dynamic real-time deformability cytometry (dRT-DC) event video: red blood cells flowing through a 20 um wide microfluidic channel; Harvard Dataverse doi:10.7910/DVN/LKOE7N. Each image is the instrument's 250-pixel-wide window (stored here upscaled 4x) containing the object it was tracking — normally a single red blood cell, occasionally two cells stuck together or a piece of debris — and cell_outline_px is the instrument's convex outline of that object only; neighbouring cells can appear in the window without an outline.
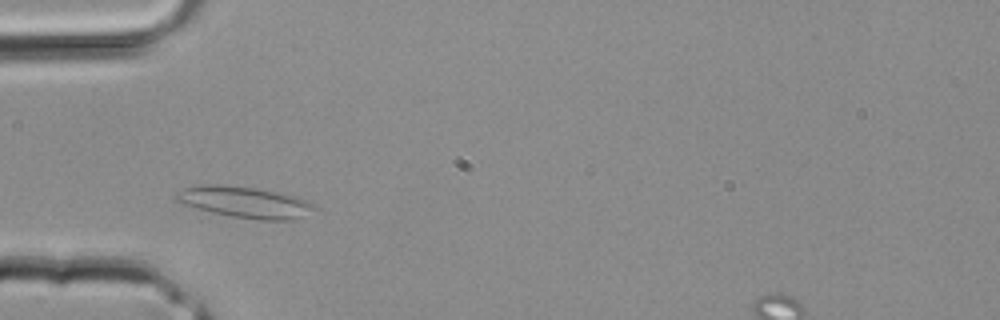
{"species": "common noctule bat (a hibernating species)", "species_latin": "Nyctalus noctula", "temperature_condition": "room temperature", "stored_images_in_passage": 1, "camera_frame_rate_fps": 3000, "um_per_image_px": 0.085, "animal": {"sex": "male", "body_mass_g": 20.4}, "frame": {"image": 1, "passage_image": 1, "time_ms": 0.0, "image_size_px": [1000, 320], "cell_outline_px": [[320, 208], [292, 220], [260, 220], [232, 216], [212, 212], [184, 204], [172, 200], [172, 196], [176, 192], [184, 188], [200, 184], [220, 184], [256, 188], [280, 192], [296, 196], [308, 200]], "centroid_in_image_um": [20.81, 17.17], "position_along_channel_um": 64.2, "area_um2": 25.49}}